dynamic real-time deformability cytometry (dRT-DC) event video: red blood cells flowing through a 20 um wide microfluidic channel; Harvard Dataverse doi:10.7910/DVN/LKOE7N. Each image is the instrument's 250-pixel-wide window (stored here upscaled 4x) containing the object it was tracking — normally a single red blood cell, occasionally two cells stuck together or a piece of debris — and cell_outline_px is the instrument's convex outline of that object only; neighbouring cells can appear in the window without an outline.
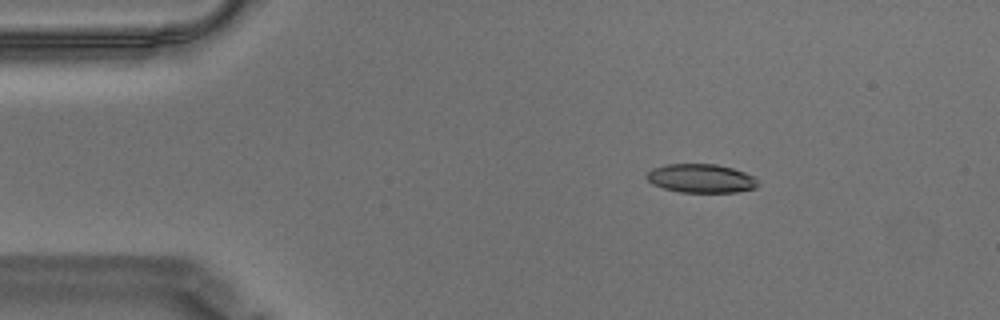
{"species": "Egyptian fruit bat (a non-hibernating species)", "species_latin": "Rousettus aegyptiacus", "temperature_condition": "warm", "stored_images_in_passage": 49, "camera_frame_rate_fps": 3000, "um_per_image_px": 0.085, "animal": {"sex": "male"}, "frame": {"image": 1, "passage_image": 1, "time_ms": 0.0, "image_size_px": [1000, 320], "cell_outline_px": [[760, 184], [756, 188], [736, 192], [680, 192], [664, 188], [652, 184], [644, 176], [652, 168], [668, 164], [716, 164], [732, 168], [744, 172], [752, 176]], "centroid_in_image_um": [59.57, 15.16], "position_along_channel_um": 25.4, "area_um2": 18.61}}
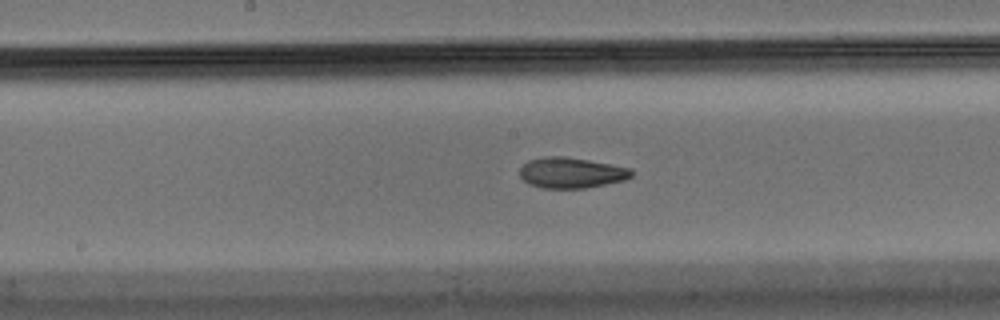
{"frame": {"image": 2, "passage_image": 21, "time_ms": 6.667, "image_size_px": [1000, 320], "cell_outline_px": [[632, 176], [624, 180], [584, 188], [544, 188], [528, 184], [520, 176], [520, 168], [528, 160], [544, 156], [564, 156], [612, 164], [632, 168]], "centroid_in_image_um": [48.55, 14.67], "position_along_channel_um": 199.7, "area_um2": 19.94}}
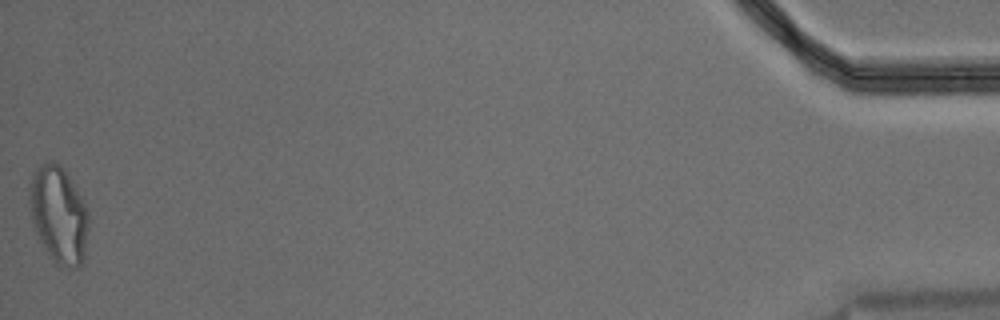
{"frame": {"image": 3, "passage_image": 49, "time_ms": 16.0, "image_size_px": [1000, 320], "cell_outline_px": [[88, 228], [84, 256], [80, 268], [64, 268], [48, 252], [40, 240], [32, 224], [28, 200], [28, 184], [32, 172], [44, 160], [60, 164], [72, 180], [84, 200], [88, 212]], "centroid_in_image_um": [4.97, 18.18], "position_along_channel_um": 430.2, "area_um2": 33.76}, "authors_computed_cell_mechanics": {"area_um2": 20.1144, "velocity_mm_per_s": 3.5237, "shape_relaxation_time_tau1_ms": null, "shape_relaxation_time_tau2_ms": 2.4151, "deformation_change_tau1": null, "deformation_change_tau2": 0.0897}}